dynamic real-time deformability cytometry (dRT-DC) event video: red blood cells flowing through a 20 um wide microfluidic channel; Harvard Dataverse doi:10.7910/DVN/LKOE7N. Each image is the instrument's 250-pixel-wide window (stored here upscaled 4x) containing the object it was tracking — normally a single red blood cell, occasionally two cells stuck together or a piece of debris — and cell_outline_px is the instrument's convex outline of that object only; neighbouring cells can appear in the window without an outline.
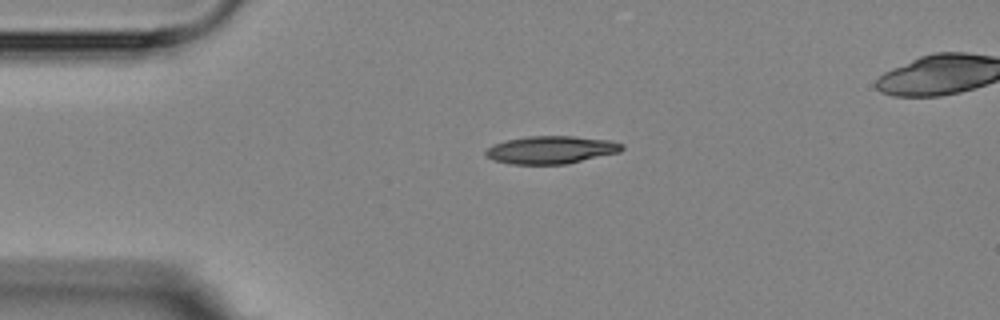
{"species": "Egyptian fruit bat (a non-hibernating species)", "species_latin": "Rousettus aegyptiacus", "temperature_condition": "room temperature", "stored_images_in_passage": 5, "camera_frame_rate_fps": 3000, "um_per_image_px": 0.085, "animal": {"sex": "female"}, "frame": {"image": 1, "passage_image": 1, "time_ms": 0.0, "image_size_px": [1000, 320], "cell_outline_px": [[624, 148], [620, 152], [568, 164], [508, 164], [492, 160], [484, 156], [484, 152], [488, 148], [504, 140], [528, 136], [572, 136], [612, 140], [624, 144]], "centroid_in_image_um": [46.85, 12.74], "position_along_channel_um": 38.2, "area_um2": 22.31}}
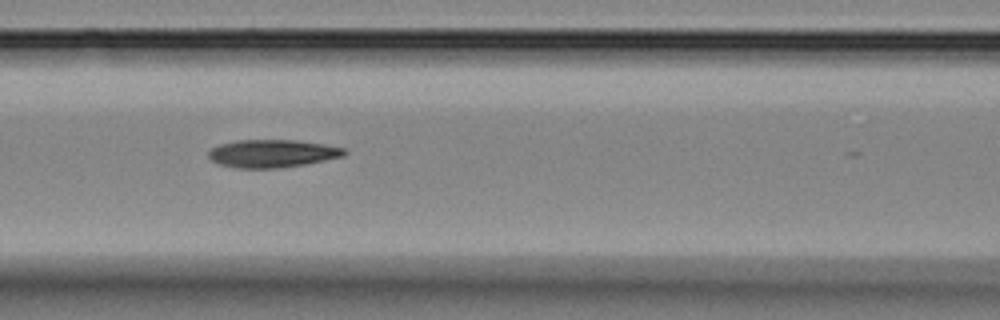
{"frame": {"image": 2, "passage_image": 4, "time_ms": 3.667, "image_size_px": [1000, 320], "cell_outline_px": [[348, 152], [344, 156], [304, 164], [276, 168], [236, 168], [216, 164], [208, 156], [208, 152], [212, 148], [220, 144], [236, 140], [296, 140], [324, 144], [348, 148]], "centroid_in_image_um": [23.15, 13.04], "position_along_channel_um": 143.4, "area_um2": 22.14}}
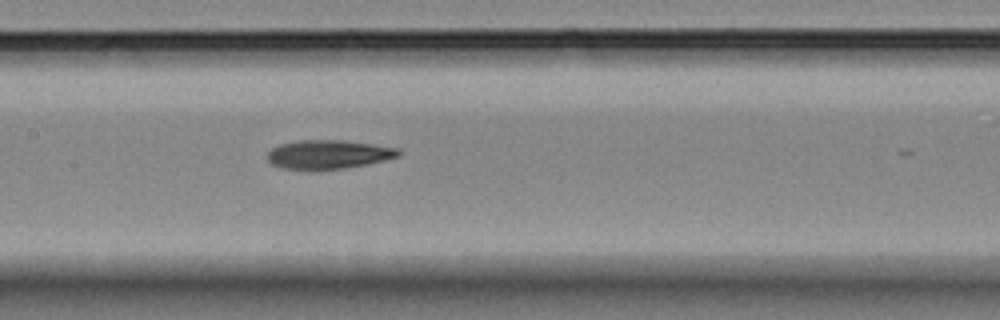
{"frame": {"image": 3, "passage_image": 5, "time_ms": 4.667, "image_size_px": [1000, 320], "cell_outline_px": [[400, 156], [384, 160], [348, 168], [284, 168], [272, 164], [268, 160], [268, 152], [272, 148], [280, 144], [296, 140], [340, 140], [372, 144], [400, 148]], "centroid_in_image_um": [27.94, 13.1], "position_along_channel_um": 179.5, "area_um2": 21.62}}